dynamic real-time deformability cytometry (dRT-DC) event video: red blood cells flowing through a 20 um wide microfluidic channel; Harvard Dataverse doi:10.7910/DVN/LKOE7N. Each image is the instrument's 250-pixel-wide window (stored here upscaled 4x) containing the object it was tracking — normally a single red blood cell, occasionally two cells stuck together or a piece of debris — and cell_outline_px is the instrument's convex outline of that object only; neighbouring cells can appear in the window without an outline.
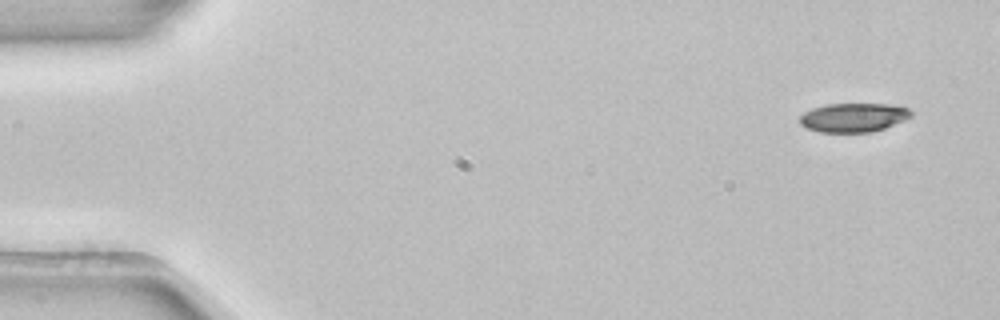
{"species": "common noctule bat (a hibernating species)", "species_latin": "Nyctalus noctula", "temperature_condition": "room temperature", "stored_images_in_passage": 4, "camera_frame_rate_fps": 3000, "um_per_image_px": 0.085, "animal": {"sex": "female", "body_mass_g": 22.7, "forearm_length_mm": 54.2}, "frame": {"image": 1, "passage_image": 1, "time_ms": 0.0, "image_size_px": [1000, 320], "cell_outline_px": [[912, 116], [904, 120], [884, 128], [872, 132], [820, 132], [804, 128], [800, 124], [800, 116], [804, 112], [812, 108], [824, 104], [888, 104], [908, 108], [912, 112]], "centroid_in_image_um": [72.51, 9.99], "position_along_channel_um": 12.5, "area_um2": 18.84}}